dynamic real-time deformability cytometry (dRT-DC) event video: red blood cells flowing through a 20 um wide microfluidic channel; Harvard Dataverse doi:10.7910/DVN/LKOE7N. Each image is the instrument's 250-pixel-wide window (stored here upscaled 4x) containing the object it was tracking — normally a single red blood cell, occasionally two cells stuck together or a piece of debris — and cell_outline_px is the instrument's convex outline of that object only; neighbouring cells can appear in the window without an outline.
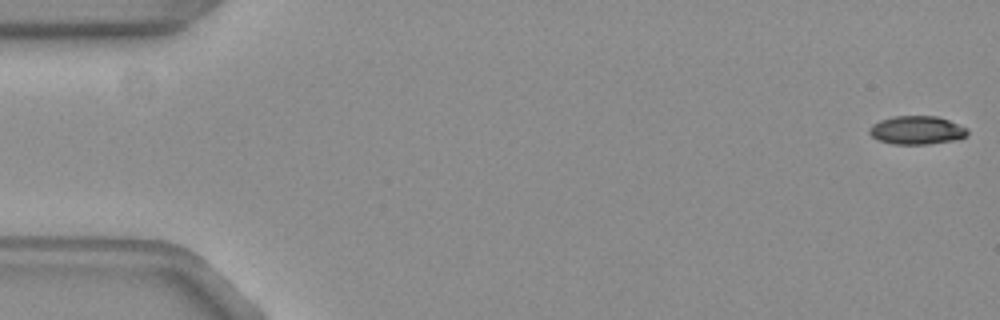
{"species": "common noctule bat (a hibernating species)", "species_latin": "Nyctalus noctula", "temperature_condition": "warm", "stored_images_in_passage": 11, "camera_frame_rate_fps": 3000, "um_per_image_px": 0.085, "animal": {"sex": "female", "body_mass_g": 19.3, "forearm_length_mm": 54.1}, "frame": {"image": 1, "passage_image": 1, "time_ms": 0.0, "image_size_px": [1000, 320], "cell_outline_px": [[968, 132], [964, 136], [952, 140], [928, 144], [892, 144], [880, 140], [872, 136], [868, 132], [868, 128], [872, 124], [880, 120], [896, 116], [936, 116], [948, 120], [968, 128]], "centroid_in_image_um": [77.89, 11.06], "position_along_channel_um": 7.1, "area_um2": 16.07}}